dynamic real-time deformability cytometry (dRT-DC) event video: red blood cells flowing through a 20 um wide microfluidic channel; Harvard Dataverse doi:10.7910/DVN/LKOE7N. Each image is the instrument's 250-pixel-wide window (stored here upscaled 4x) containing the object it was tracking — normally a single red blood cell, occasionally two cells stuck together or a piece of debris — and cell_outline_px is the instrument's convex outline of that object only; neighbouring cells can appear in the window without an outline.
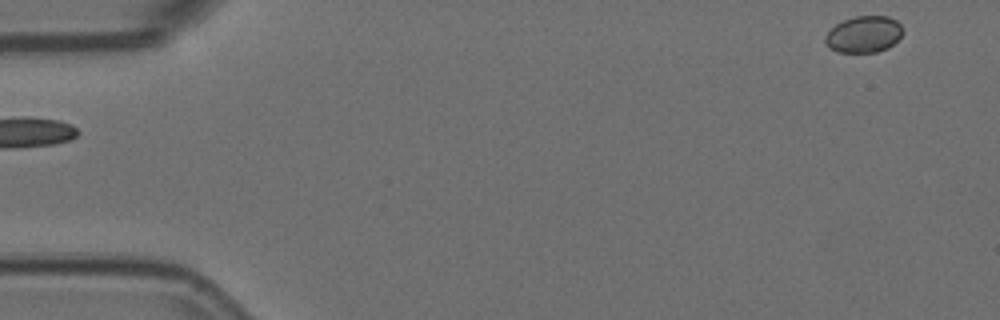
{"species": "Egyptian fruit bat (a non-hibernating species)", "species_latin": "Rousettus aegyptiacus", "temperature_condition": "room temperature", "stored_images_in_passage": 6, "camera_frame_rate_fps": 3000, "um_per_image_px": 0.085, "animal": {"sex": "female"}, "frame": {"image": 1, "passage_image": 1, "time_ms": 0.0, "image_size_px": [1000, 320], "cell_outline_px": [[904, 32], [888, 48], [876, 52], [836, 52], [828, 48], [824, 40], [824, 36], [836, 24], [844, 20], [856, 16], [888, 16], [896, 20], [900, 24]], "centroid_in_image_um": [73.41, 2.92], "position_along_channel_um": 11.6, "area_um2": 16.53}}
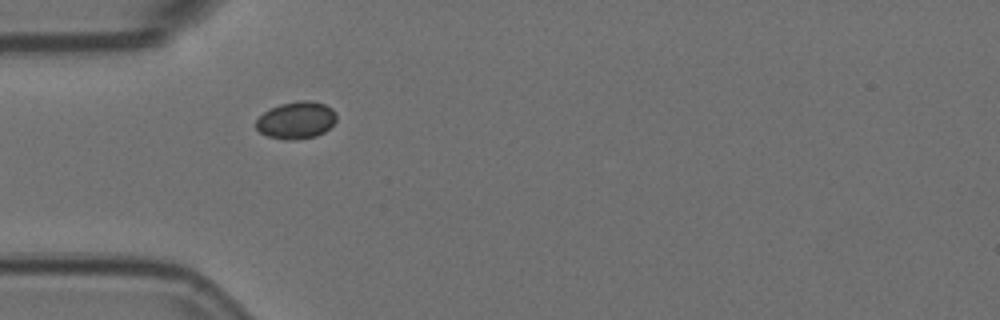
{"frame": {"image": 2, "passage_image": 5, "time_ms": 1.333, "image_size_px": [1000, 320], "cell_outline_px": [[336, 120], [324, 132], [316, 136], [296, 140], [284, 140], [268, 136], [260, 132], [256, 128], [256, 120], [264, 112], [280, 104], [300, 100], [308, 100], [324, 104], [332, 108], [336, 112]], "centroid_in_image_um": [25.18, 10.22], "position_along_channel_um": 59.8, "area_um2": 17.4}}
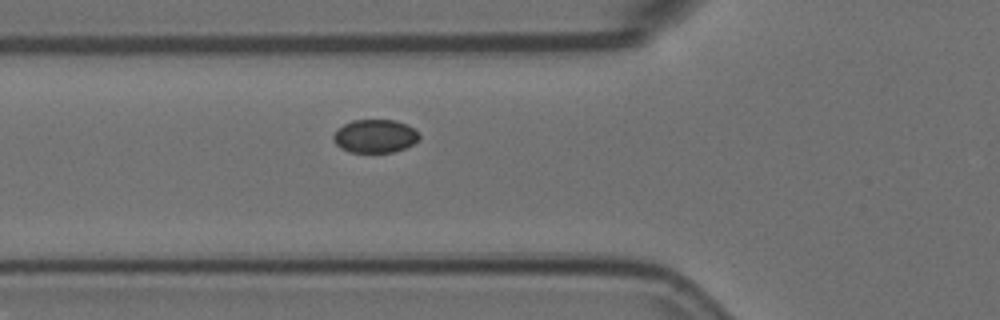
{"frame": {"image": 3, "passage_image": 6, "time_ms": 1.667, "image_size_px": [1000, 320], "cell_outline_px": [[420, 140], [404, 148], [392, 152], [348, 152], [340, 148], [332, 140], [332, 136], [344, 124], [352, 120], [396, 120], [408, 124], [420, 136]], "centroid_in_image_um": [31.87, 11.57], "position_along_channel_um": 93.9, "area_um2": 16.65}}